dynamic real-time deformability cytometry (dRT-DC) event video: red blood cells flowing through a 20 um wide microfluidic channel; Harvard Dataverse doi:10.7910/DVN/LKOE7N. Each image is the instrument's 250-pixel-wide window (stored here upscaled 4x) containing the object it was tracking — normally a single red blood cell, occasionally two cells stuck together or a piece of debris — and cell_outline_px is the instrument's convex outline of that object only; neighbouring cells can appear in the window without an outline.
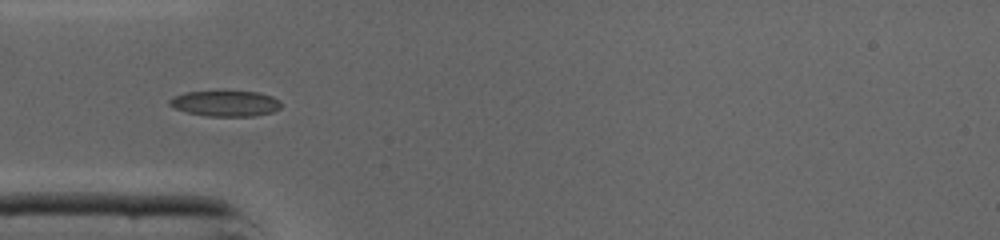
{"species": "common noctule bat (a hibernating species)", "species_latin": "Nyctalus noctula", "temperature_condition": "cold", "stored_images_in_passage": 33, "camera_frame_rate_fps": 3000, "um_per_image_px": 0.085, "animal": {"sex": "male", "body_mass_g": 19.0, "forearm_length_mm": 50.8}, "frame": {"image": 1, "passage_image": 1, "time_ms": 0.0, "image_size_px": [1000, 240], "cell_outline_px": [[280, 108], [272, 112], [256, 116], [204, 116], [188, 112], [176, 108], [168, 104], [168, 100], [172, 96], [184, 92], [224, 88], [256, 92], [272, 96], [280, 100]], "centroid_in_image_um": [19.13, 8.74], "position_along_channel_um": 65.9, "area_um2": 17.63}}
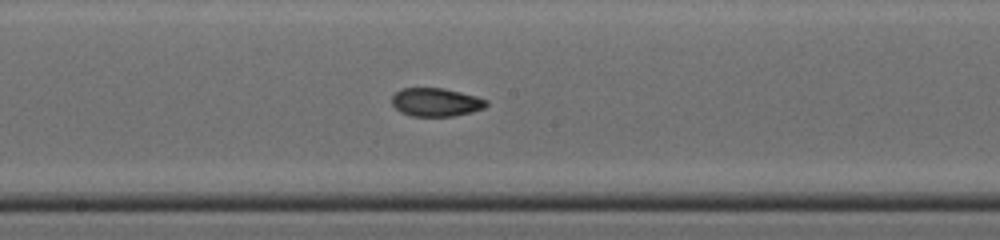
{"frame": {"image": 2, "passage_image": 11, "time_ms": 3.333, "image_size_px": [1000, 240], "cell_outline_px": [[488, 104], [484, 108], [472, 112], [452, 116], [412, 116], [400, 112], [392, 104], [392, 96], [400, 88], [444, 88], [476, 96], [488, 100]], "centroid_in_image_um": [37.05, 8.68], "position_along_channel_um": 211.1, "area_um2": 15.66}}
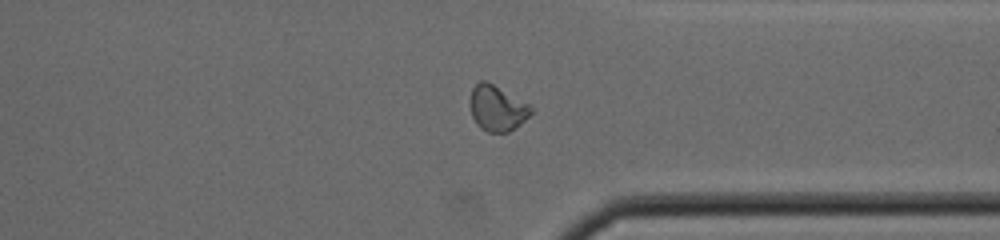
{"frame": {"image": 3, "passage_image": 22, "time_ms": 7.0, "image_size_px": [1000, 240], "cell_outline_px": [[532, 112], [520, 124], [508, 132], [488, 132], [480, 128], [476, 124], [472, 116], [472, 88], [480, 80], [484, 80], [492, 84], [528, 104], [532, 108]], "centroid_in_image_um": [42.25, 9.22], "position_along_channel_um": 369.1, "area_um2": 15.61}, "authors_computed_cell_mechanics": {"area_um2": 16.2418, "velocity_mm_per_s": 4.3677, "shape_relaxation_time_tau1_ms": null, "shape_relaxation_time_tau2_ms": 1.2237, "deformation_change_tau1": null, "deformation_change_tau2": 0.0558}}